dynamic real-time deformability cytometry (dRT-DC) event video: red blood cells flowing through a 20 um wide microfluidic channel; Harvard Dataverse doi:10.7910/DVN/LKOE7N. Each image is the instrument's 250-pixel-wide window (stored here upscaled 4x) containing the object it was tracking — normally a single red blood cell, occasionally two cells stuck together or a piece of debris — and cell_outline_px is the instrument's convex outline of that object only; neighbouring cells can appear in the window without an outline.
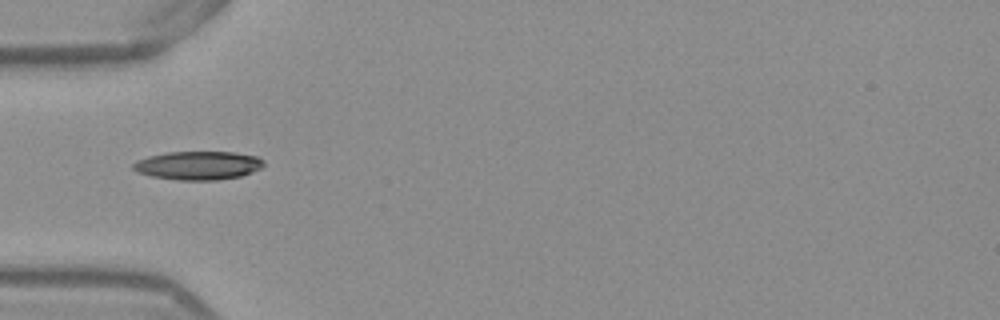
{"species": "Egyptian fruit bat (a non-hibernating species)", "species_latin": "Rousettus aegyptiacus", "temperature_condition": "warm", "stored_images_in_passage": 36, "camera_frame_rate_fps": 3000, "um_per_image_px": 0.085, "frame": {"image": 1, "passage_image": 1, "time_ms": 0.0, "image_size_px": [1000, 320], "cell_outline_px": [[264, 164], [260, 168], [252, 172], [240, 176], [216, 180], [180, 180], [152, 176], [136, 172], [132, 168], [132, 164], [136, 160], [148, 156], [168, 152], [236, 152], [256, 156], [264, 160]], "centroid_in_image_um": [16.83, 14.06], "position_along_channel_um": 68.2, "area_um2": 21.73}}
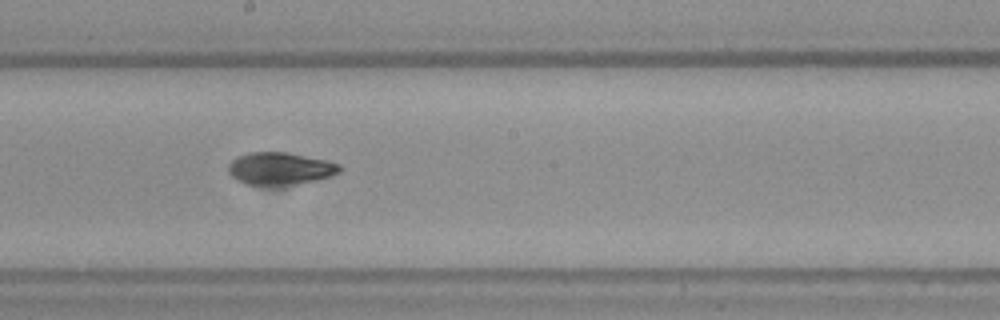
{"frame": {"image": 2, "passage_image": 13, "time_ms": 4.0, "image_size_px": [1000, 320], "cell_outline_px": [[344, 168], [340, 172], [332, 176], [316, 180], [268, 188], [248, 184], [236, 180], [228, 172], [228, 164], [236, 156], [248, 152], [292, 152], [328, 160], [340, 164]], "centroid_in_image_um": [23.82, 14.33], "position_along_channel_um": 224.4, "area_um2": 21.85}}
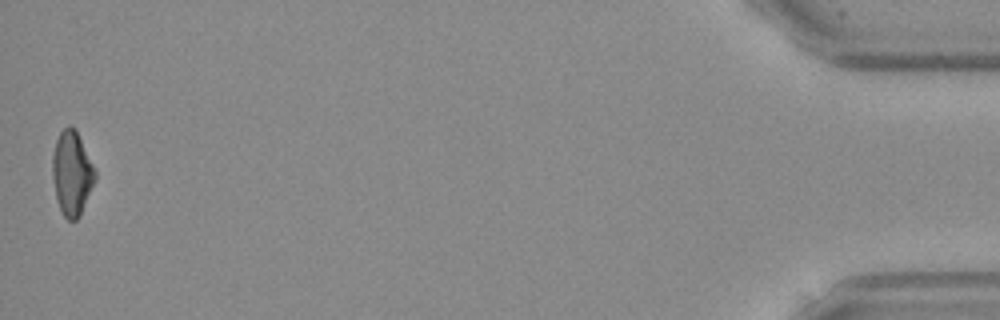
{"frame": {"image": 3, "passage_image": 36, "time_ms": 11.667, "image_size_px": [1000, 320], "cell_outline_px": [[96, 180], [80, 216], [76, 220], [68, 220], [64, 216], [56, 200], [52, 176], [52, 156], [56, 140], [60, 132], [68, 124], [76, 128], [96, 172]], "centroid_in_image_um": [6.11, 14.72], "position_along_channel_um": 429.1, "area_um2": 21.1}, "authors_computed_cell_mechanics": {"area_um2": 20.7791, "velocity_mm_per_s": 3.8943, "shape_relaxation_time_tau1_ms": 8.413, "shape_relaxation_time_tau2_ms": 3.5385, "deformation_change_tau1": 0.2136, "deformation_change_tau2": 0.0931}}